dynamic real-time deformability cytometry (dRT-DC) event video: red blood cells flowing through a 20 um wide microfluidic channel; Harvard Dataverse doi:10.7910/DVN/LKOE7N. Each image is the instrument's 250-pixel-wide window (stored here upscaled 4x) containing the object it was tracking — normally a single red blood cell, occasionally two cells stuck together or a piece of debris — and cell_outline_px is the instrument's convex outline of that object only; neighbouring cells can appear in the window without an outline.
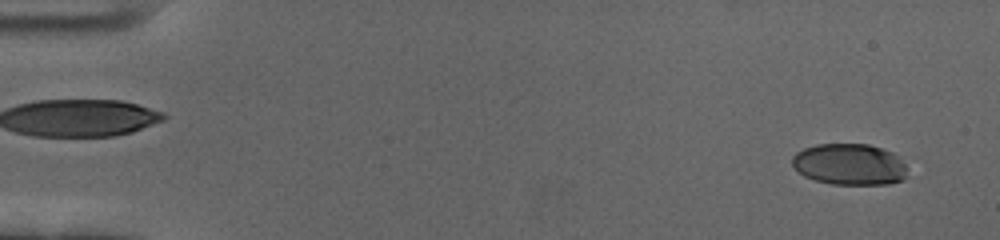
{"species": "human", "species_latin": "Homo sapiens", "temperature_condition": "cold", "stored_images_in_passage": 59, "camera_frame_rate_fps": 3000, "um_per_image_px": 0.085, "donor": {"sex": "female"}, "frame": {"image": 1, "passage_image": 3, "time_ms": 0.667, "image_size_px": [1000, 240], "cell_outline_px": [[908, 176], [900, 180], [888, 184], [832, 184], [816, 180], [804, 176], [792, 164], [792, 156], [796, 152], [804, 148], [816, 144], [868, 144], [892, 152], [904, 164]], "centroid_in_image_um": [72.19, 13.97], "position_along_channel_um": 12.8, "area_um2": 27.57}}
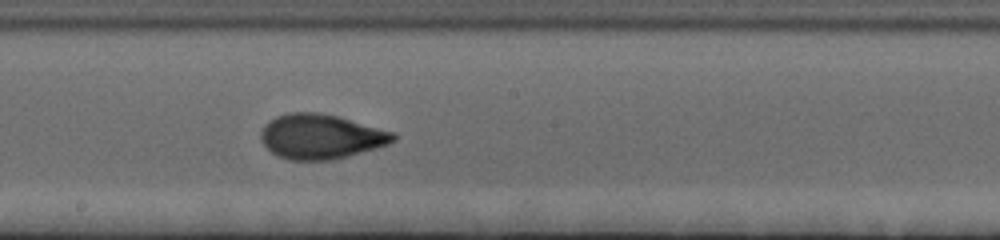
{"frame": {"image": 2, "passage_image": 33, "time_ms": 10.667, "image_size_px": [1000, 240], "cell_outline_px": [[396, 140], [388, 144], [376, 148], [332, 160], [288, 160], [276, 156], [264, 144], [260, 136], [260, 132], [276, 116], [288, 112], [316, 112], [336, 116], [396, 132]], "centroid_in_image_um": [27.29, 11.61], "position_along_channel_um": 220.9, "area_um2": 34.33}}
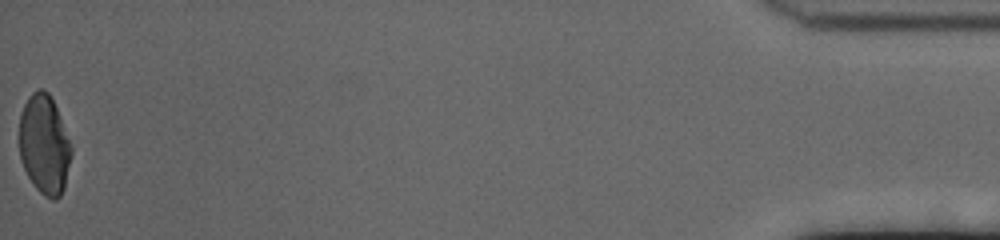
{"frame": {"image": 3, "passage_image": 59, "time_ms": 19.333, "image_size_px": [1000, 240], "cell_outline_px": [[72, 156], [64, 188], [60, 196], [56, 200], [52, 200], [44, 196], [36, 188], [28, 176], [20, 160], [20, 112], [28, 96], [36, 88], [44, 88], [48, 92], [56, 108], [72, 148]], "centroid_in_image_um": [3.76, 12.29], "position_along_channel_um": 431.4, "area_um2": 30.17}, "authors_computed_cell_mechanics": {"area_um2": 32.4258, "velocity_mm_per_s": 3.4634, "shape_relaxation_time_tau1_ms": 4.8568, "shape_relaxation_time_tau2_ms": 1.1573, "deformation_change_tau1": 0.1801, "deformation_change_tau2": 0.0589}}